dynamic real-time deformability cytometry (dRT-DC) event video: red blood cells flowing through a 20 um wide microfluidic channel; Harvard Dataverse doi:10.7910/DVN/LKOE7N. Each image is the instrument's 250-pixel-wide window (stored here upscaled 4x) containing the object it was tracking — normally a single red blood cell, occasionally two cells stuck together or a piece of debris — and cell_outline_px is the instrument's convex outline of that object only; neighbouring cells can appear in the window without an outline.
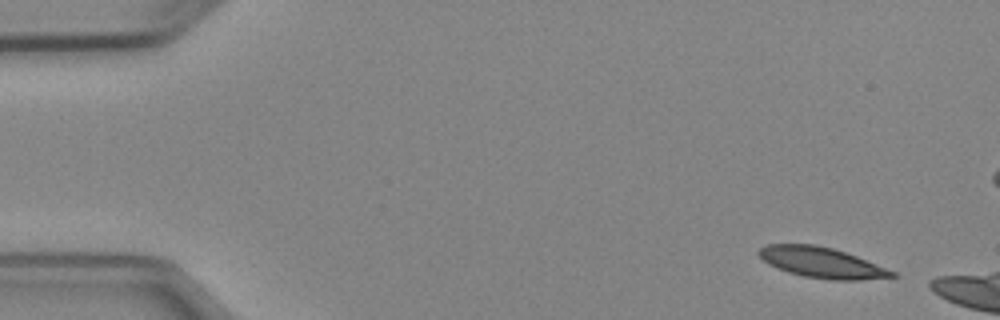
{"species": "Egyptian fruit bat (a non-hibernating species)", "species_latin": "Rousettus aegyptiacus", "temperature_condition": "cold", "stored_images_in_passage": 4, "camera_frame_rate_fps": 3000, "um_per_image_px": 0.085, "animal": {"sex": "female"}, "frame": {"image": 1, "passage_image": 1, "time_ms": 0.0, "image_size_px": [1000, 320], "cell_outline_px": [[900, 276], [860, 280], [828, 280], [804, 276], [788, 272], [768, 264], [756, 252], [760, 248], [768, 244], [816, 244], [832, 248], [856, 256], [896, 272]], "centroid_in_image_um": [69.85, 22.32], "position_along_channel_um": 15.2, "area_um2": 23.64}}